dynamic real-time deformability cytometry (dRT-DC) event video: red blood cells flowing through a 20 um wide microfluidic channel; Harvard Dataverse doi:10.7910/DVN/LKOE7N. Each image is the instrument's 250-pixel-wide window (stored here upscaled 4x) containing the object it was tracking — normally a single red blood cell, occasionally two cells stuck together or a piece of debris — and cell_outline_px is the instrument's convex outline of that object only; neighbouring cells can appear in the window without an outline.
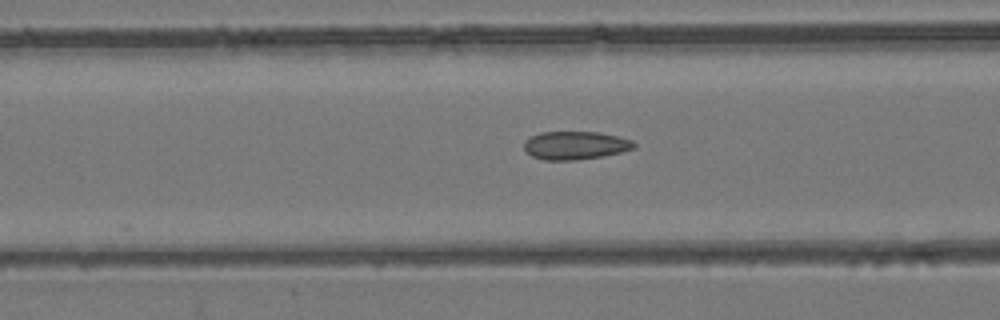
{"species": "common noctule bat (a hibernating species)", "species_latin": "Nyctalus noctula", "temperature_condition": "room temperature", "stored_images_in_passage": 54, "camera_frame_rate_fps": 3000, "um_per_image_px": 0.085, "animal": {"sex": "female", "body_mass_g": 24.6, "forearm_length_mm": 56.2}, "frame": {"image": 1, "passage_image": 22, "time_ms": 7.0, "image_size_px": [1000, 320], "cell_outline_px": [[636, 148], [604, 156], [576, 160], [544, 160], [532, 156], [524, 148], [524, 140], [540, 132], [600, 132], [632, 140], [636, 144]], "centroid_in_image_um": [48.91, 12.36], "position_along_channel_um": 117.7, "area_um2": 18.09}}
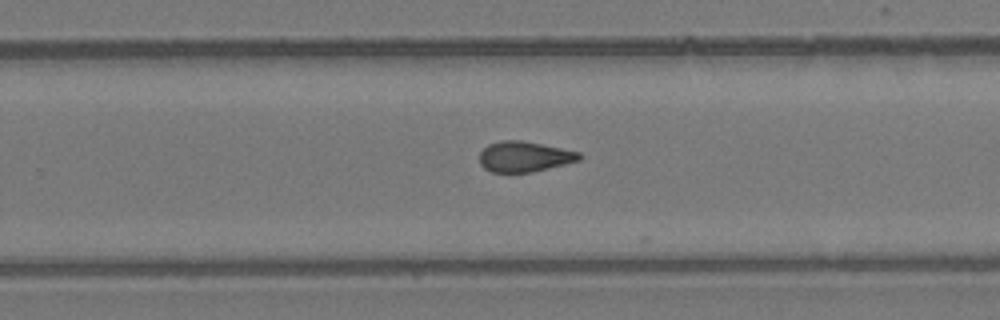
{"frame": {"image": 2, "passage_image": 35, "time_ms": 11.333, "image_size_px": [1000, 320], "cell_outline_px": [[584, 156], [580, 160], [532, 172], [492, 172], [484, 168], [480, 164], [480, 152], [488, 144], [500, 140], [520, 140], [580, 152]], "centroid_in_image_um": [44.56, 13.31], "position_along_channel_um": 285.2, "area_um2": 17.63}}
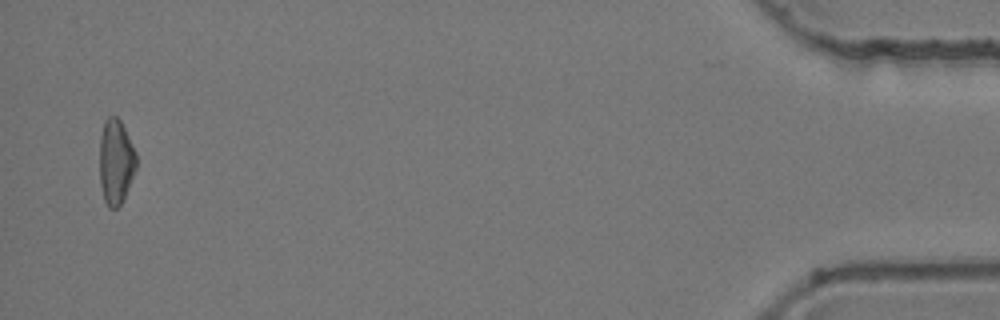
{"frame": {"image": 3, "passage_image": 53, "time_ms": 17.333, "image_size_px": [1000, 320], "cell_outline_px": [[136, 168], [124, 196], [120, 204], [116, 208], [108, 208], [104, 200], [100, 184], [100, 136], [104, 120], [108, 116], [116, 116], [120, 120], [136, 152]], "centroid_in_image_um": [9.83, 13.73], "position_along_channel_um": 425.4, "area_um2": 18.03}, "authors_computed_cell_mechanics": {"area_um2": 18.1203, "velocity_mm_per_s": 3.8689, "shape_relaxation_time_tau1_ms": 10.5659, "shape_relaxation_time_tau2_ms": 2.6179, "deformation_change_tau1": 0.138, "deformation_change_tau2": 0.0874}}